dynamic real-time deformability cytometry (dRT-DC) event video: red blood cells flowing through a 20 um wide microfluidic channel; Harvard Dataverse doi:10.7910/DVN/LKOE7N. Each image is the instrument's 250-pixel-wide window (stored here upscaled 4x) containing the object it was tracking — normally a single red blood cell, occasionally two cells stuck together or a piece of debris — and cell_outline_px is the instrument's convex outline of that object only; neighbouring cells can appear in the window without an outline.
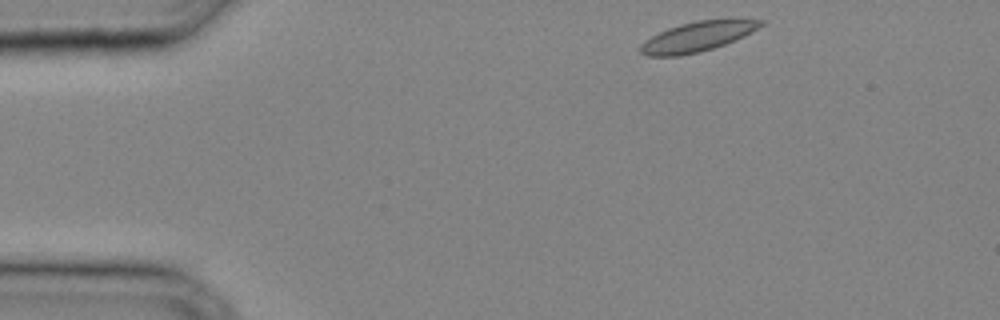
{"species": "common noctule bat (a hibernating species)", "species_latin": "Nyctalus noctula", "temperature_condition": "cold", "stored_images_in_passage": 25, "camera_frame_rate_fps": 3000, "um_per_image_px": 0.085, "animal": {"sex": "male", "body_mass_g": 20.4}, "frame": {"image": 1, "passage_image": 1, "time_ms": 0.0, "image_size_px": [1000, 320], "cell_outline_px": [[764, 24], [724, 44], [700, 52], [680, 56], [648, 56], [640, 52], [640, 44], [644, 40], [668, 28], [680, 24], [696, 20], [764, 20]], "centroid_in_image_um": [59.16, 3.13], "position_along_channel_um": 25.8, "area_um2": 20.29}}
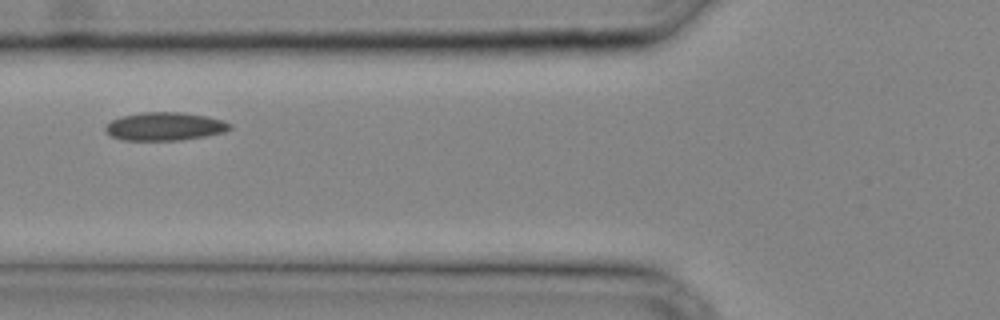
{"frame": {"image": 2, "passage_image": 9, "time_ms": 2.667, "image_size_px": [1000, 320], "cell_outline_px": [[232, 128], [224, 132], [204, 136], [180, 140], [120, 140], [112, 136], [104, 128], [112, 120], [124, 116], [144, 112], [180, 112], [208, 116], [224, 120], [232, 124]], "centroid_in_image_um": [14.06, 10.74], "position_along_channel_um": 111.7, "area_um2": 20.35}}
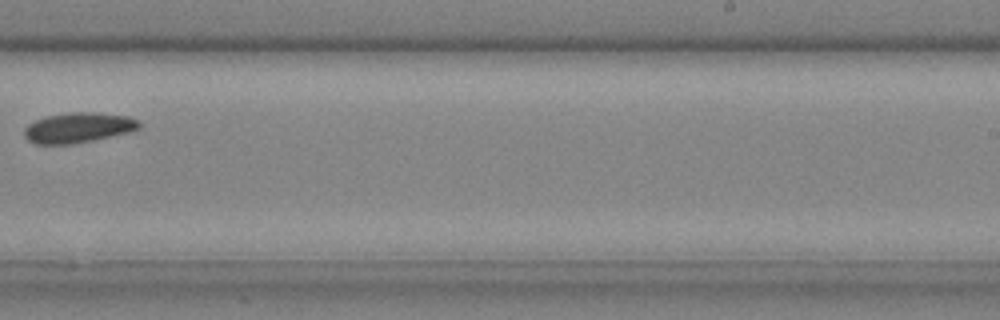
{"frame": {"image": 3, "passage_image": 18, "time_ms": 5.667, "image_size_px": [1000, 320], "cell_outline_px": [[140, 128], [128, 132], [92, 140], [72, 144], [36, 144], [28, 140], [24, 136], [24, 128], [28, 124], [44, 116], [68, 112], [96, 112], [128, 116], [140, 120]], "centroid_in_image_um": [6.63, 10.84], "position_along_channel_um": 282.4, "area_um2": 20.29}}